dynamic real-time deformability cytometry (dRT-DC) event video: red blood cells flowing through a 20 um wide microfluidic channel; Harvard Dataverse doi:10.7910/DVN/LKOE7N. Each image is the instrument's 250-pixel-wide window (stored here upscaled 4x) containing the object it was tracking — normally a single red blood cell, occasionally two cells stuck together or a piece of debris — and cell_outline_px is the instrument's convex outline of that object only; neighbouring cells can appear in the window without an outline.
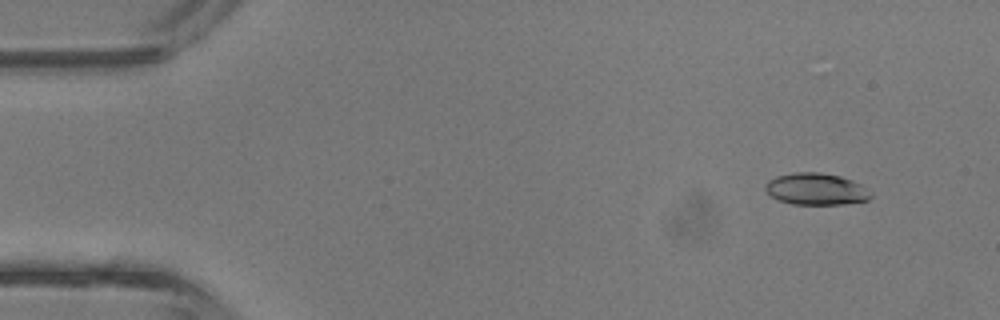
{"species": "common noctule bat (a hibernating species)", "species_latin": "Nyctalus noctula", "temperature_condition": "room temperature", "stored_images_in_passage": 3, "camera_frame_rate_fps": 3000, "um_per_image_px": 0.085, "animal": {"sex": "male", "body_mass_g": 13.3}, "frame": {"image": 1, "passage_image": 1, "time_ms": 0.0, "image_size_px": [1000, 320], "cell_outline_px": [[872, 196], [868, 200], [844, 204], [792, 204], [780, 200], [772, 196], [764, 188], [768, 180], [776, 176], [796, 172], [820, 172], [840, 176], [852, 180], [860, 184], [872, 192]], "centroid_in_image_um": [69.39, 16.06], "position_along_channel_um": 15.6, "area_um2": 19.48}}
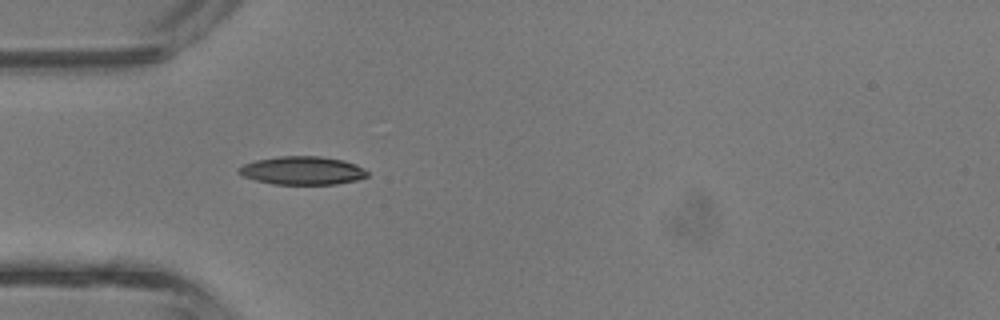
{"frame": {"image": 2, "passage_image": 3, "time_ms": 0.667, "image_size_px": [1000, 320], "cell_outline_px": [[368, 176], [356, 180], [336, 184], [272, 184], [256, 180], [244, 176], [236, 172], [244, 164], [256, 160], [280, 156], [320, 156], [344, 160], [356, 164], [368, 172]], "centroid_in_image_um": [25.72, 14.49], "position_along_channel_um": 59.3, "area_um2": 21.1}}